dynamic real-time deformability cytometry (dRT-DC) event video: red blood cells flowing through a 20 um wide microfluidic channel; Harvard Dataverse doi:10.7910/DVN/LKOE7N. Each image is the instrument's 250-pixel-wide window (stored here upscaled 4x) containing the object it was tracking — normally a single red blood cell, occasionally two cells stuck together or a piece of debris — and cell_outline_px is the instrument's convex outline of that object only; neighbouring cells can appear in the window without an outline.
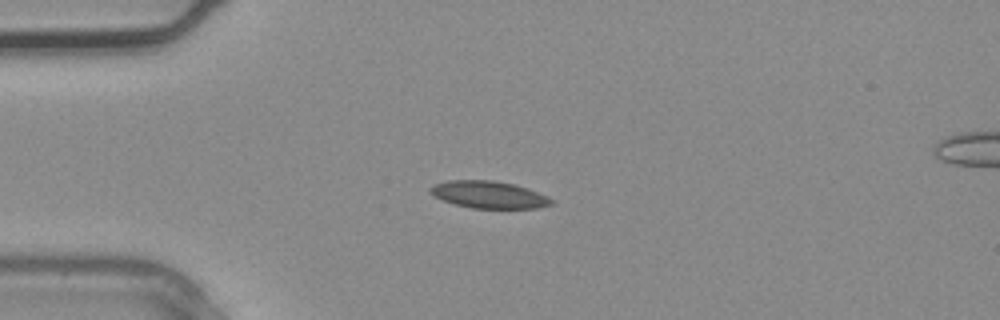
{"species": "common noctule bat (a hibernating species)", "species_latin": "Nyctalus noctula", "temperature_condition": "warm", "stored_images_in_passage": 3, "camera_frame_rate_fps": 3000, "um_per_image_px": 0.085, "animal": {"sex": "male", "body_mass_g": 20.4}, "frame": {"image": 1, "passage_image": 2, "time_ms": 0.333, "image_size_px": [1000, 320], "cell_outline_px": [[552, 204], [536, 208], [472, 208], [456, 204], [444, 200], [428, 192], [428, 188], [436, 184], [448, 180], [492, 180], [512, 184], [548, 196], [552, 200]], "centroid_in_image_um": [41.52, 16.54], "position_along_channel_um": 43.5, "area_um2": 18.79}}